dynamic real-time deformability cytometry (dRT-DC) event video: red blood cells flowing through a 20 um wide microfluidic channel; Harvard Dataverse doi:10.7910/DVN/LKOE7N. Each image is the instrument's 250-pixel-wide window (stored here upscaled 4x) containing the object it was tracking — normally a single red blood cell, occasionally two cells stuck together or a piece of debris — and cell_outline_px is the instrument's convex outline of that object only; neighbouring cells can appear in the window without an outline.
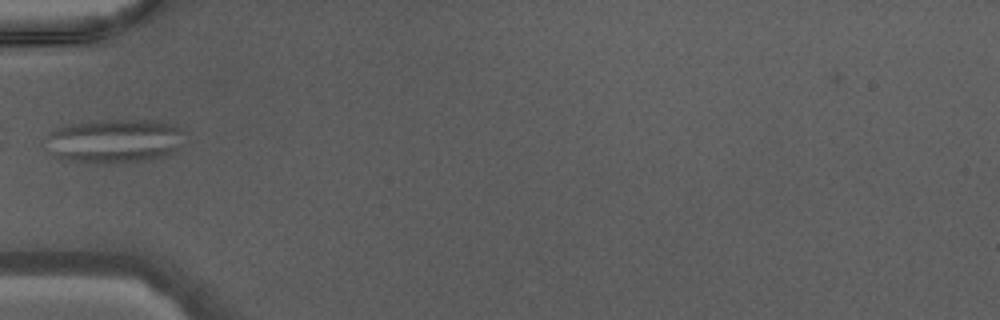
{"species": "Egyptian fruit bat (a non-hibernating species)", "species_latin": "Rousettus aegyptiacus", "temperature_condition": "warm", "stored_images_in_passage": 28, "camera_frame_rate_fps": 3000, "um_per_image_px": 0.085, "animal": {"sex": "male"}, "frame": {"image": 1, "passage_image": 1, "time_ms": 0.0, "image_size_px": [1000, 320], "cell_outline_px": [[176, 148], [172, 152], [164, 156], [144, 160], [108, 164], [92, 164], [60, 160], [52, 156], [40, 144], [40, 140], [56, 128], [64, 124], [88, 120], [160, 120], [176, 124]], "centroid_in_image_um": [9.44, 11.99], "position_along_channel_um": 75.6, "area_um2": 36.3}}